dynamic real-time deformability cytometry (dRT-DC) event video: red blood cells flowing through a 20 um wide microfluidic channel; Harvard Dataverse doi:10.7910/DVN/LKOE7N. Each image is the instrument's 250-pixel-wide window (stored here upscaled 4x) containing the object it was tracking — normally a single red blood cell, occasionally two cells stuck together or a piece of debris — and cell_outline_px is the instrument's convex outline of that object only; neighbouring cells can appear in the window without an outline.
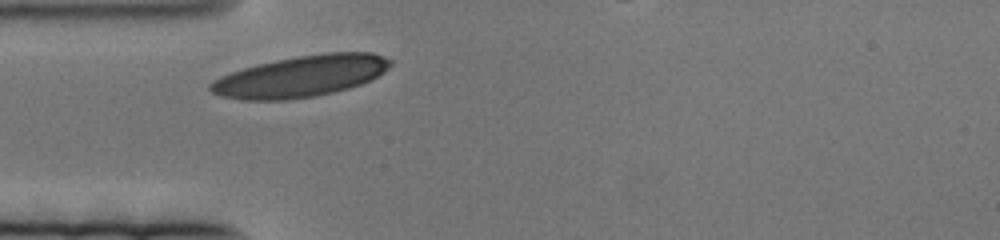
{"species": "human", "species_latin": "Homo sapiens", "temperature_condition": "cold", "stored_images_in_passage": 43, "camera_frame_rate_fps": 3000, "um_per_image_px": 0.085, "donor": {"sex": "female"}, "frame": {"image": 1, "passage_image": 1, "time_ms": 0.0, "image_size_px": [1000, 240], "cell_outline_px": [[392, 64], [384, 72], [372, 80], [348, 88], [316, 96], [288, 100], [244, 100], [220, 96], [212, 92], [208, 88], [208, 84], [212, 80], [220, 76], [244, 68], [276, 60], [300, 56], [328, 52], [372, 52], [384, 56], [392, 60]], "centroid_in_image_um": [25.58, 6.49], "position_along_channel_um": 59.4, "area_um2": 43.29}}
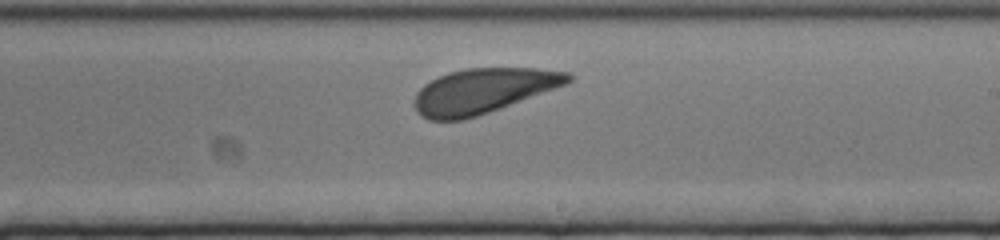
{"frame": {"image": 2, "passage_image": 25, "time_ms": 8.0, "image_size_px": [1000, 240], "cell_outline_px": [[572, 80], [568, 84], [500, 108], [464, 120], [428, 120], [420, 116], [416, 112], [416, 92], [424, 84], [448, 72], [468, 68], [532, 68], [568, 72], [572, 76]], "centroid_in_image_um": [41.07, 7.73], "position_along_channel_um": 247.9, "area_um2": 40.0}}
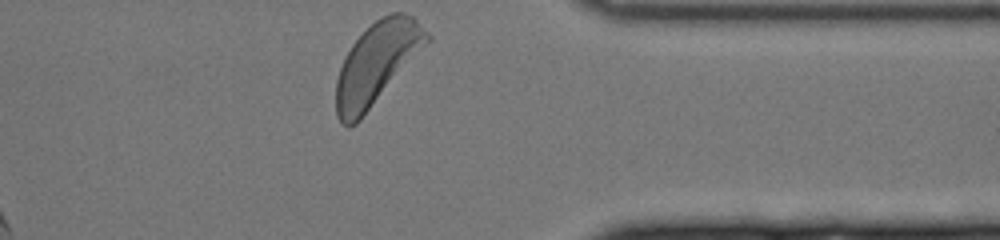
{"frame": {"image": 3, "passage_image": 43, "time_ms": 14.0, "image_size_px": [1000, 240], "cell_outline_px": [[432, 40], [360, 120], [356, 124], [348, 128], [336, 116], [336, 80], [340, 68], [352, 44], [380, 16], [392, 12], [404, 12], [412, 16], [432, 36]], "centroid_in_image_um": [32.06, 5.39], "position_along_channel_um": 379.3, "area_um2": 43.12}}